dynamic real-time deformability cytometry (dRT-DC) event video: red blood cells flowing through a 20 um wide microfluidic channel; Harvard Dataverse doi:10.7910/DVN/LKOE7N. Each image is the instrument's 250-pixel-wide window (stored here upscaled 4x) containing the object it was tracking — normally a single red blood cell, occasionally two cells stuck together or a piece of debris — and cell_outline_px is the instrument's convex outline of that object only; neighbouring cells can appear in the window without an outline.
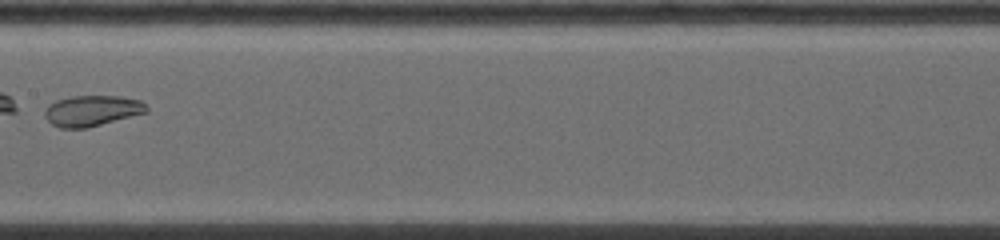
{"species": "common noctule bat (a hibernating species)", "species_latin": "Nyctalus noctula", "temperature_condition": "warm", "stored_images_in_passage": 4, "camera_frame_rate_fps": 5000, "um_per_image_px": 0.085, "animal": {"sex": "female", "body_mass_g": 19.0, "forearm_length_mm": 53.3}, "frame": {"image": 1, "passage_image": 4, "time_ms": 3.4, "image_size_px": [1000, 240], "cell_outline_px": [[148, 108], [144, 112], [100, 124], [84, 128], [60, 128], [52, 124], [48, 120], [44, 112], [52, 104], [60, 100], [76, 96], [116, 96], [140, 100]], "centroid_in_image_um": [7.81, 9.41], "position_along_channel_um": 199.6, "area_um2": 17.4}}